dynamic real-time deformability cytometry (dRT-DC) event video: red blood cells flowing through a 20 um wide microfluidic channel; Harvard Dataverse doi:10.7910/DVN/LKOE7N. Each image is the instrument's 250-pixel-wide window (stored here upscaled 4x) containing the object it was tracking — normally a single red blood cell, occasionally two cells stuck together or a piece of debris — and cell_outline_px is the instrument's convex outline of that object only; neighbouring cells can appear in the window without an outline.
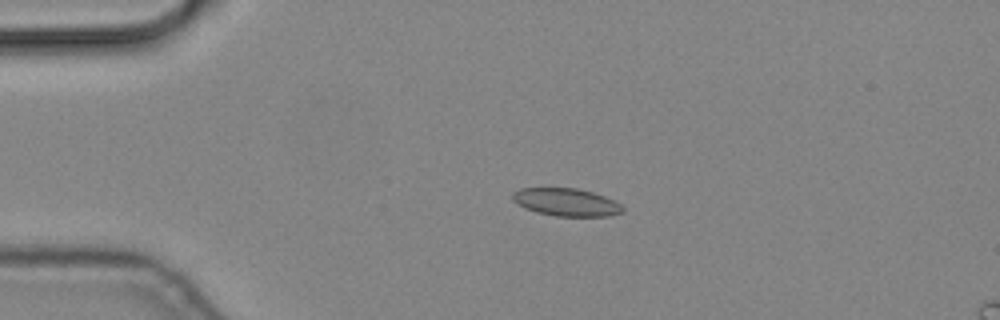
{"species": "common noctule bat (a hibernating species)", "species_latin": "Nyctalus noctula", "temperature_condition": "cold", "stored_images_in_passage": 5, "camera_frame_rate_fps": 3000, "um_per_image_px": 0.085, "animal": {"sex": "male", "body_mass_g": 19.2, "forearm_length_mm": 51.8}, "frame": {"image": 1, "passage_image": 3, "time_ms": 0.667, "image_size_px": [1000, 320], "cell_outline_px": [[624, 212], [608, 216], [556, 216], [536, 212], [512, 200], [512, 192], [520, 188], [576, 188], [592, 192], [604, 196], [620, 204], [624, 208]], "centroid_in_image_um": [48.14, 17.18], "position_along_channel_um": 36.9, "area_um2": 17.63}}